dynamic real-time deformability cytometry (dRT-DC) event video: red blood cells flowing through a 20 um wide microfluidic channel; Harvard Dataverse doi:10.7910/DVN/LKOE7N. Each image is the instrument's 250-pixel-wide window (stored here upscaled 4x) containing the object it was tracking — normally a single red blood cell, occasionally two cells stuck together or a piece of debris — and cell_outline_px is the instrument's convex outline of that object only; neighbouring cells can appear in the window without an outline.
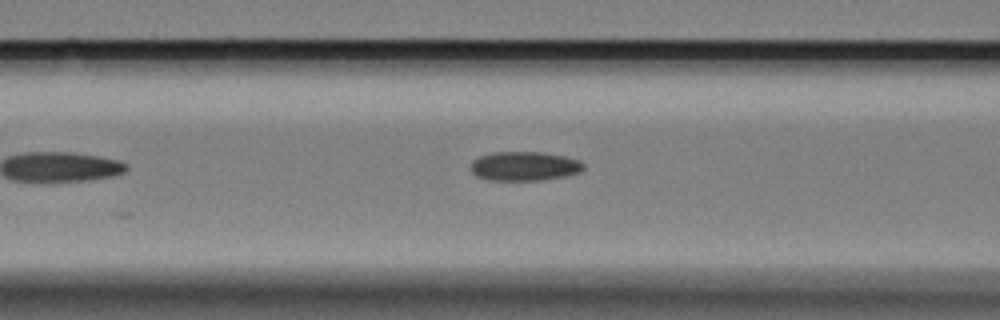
{"species": "Egyptian fruit bat (a non-hibernating species)", "species_latin": "Rousettus aegyptiacus", "temperature_condition": "cold", "stored_images_in_passage": 24, "camera_frame_rate_fps": 3000, "um_per_image_px": 0.085, "animal": {"sex": "female"}, "frame": {"image": 1, "passage_image": 12, "time_ms": 3.667, "image_size_px": [1000, 320], "cell_outline_px": [[584, 168], [580, 172], [564, 176], [544, 180], [484, 180], [476, 176], [472, 172], [472, 160], [480, 156], [492, 152], [544, 152], [564, 156], [580, 160], [584, 164]], "centroid_in_image_um": [44.57, 14.12], "position_along_channel_um": 122.0, "area_um2": 19.31}}